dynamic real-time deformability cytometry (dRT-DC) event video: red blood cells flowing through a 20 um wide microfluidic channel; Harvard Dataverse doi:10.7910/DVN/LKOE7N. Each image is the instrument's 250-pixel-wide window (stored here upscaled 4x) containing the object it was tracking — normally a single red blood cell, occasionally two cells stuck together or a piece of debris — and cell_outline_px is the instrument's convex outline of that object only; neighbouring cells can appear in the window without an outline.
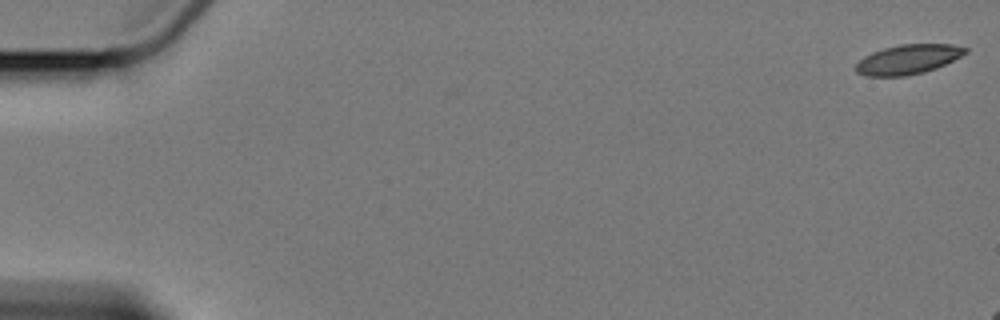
{"species": "Egyptian fruit bat (a non-hibernating species)", "species_latin": "Rousettus aegyptiacus", "temperature_condition": "cold", "stored_images_in_passage": 4, "camera_frame_rate_fps": 3000, "um_per_image_px": 0.085, "animal": {"sex": "female"}, "frame": {"image": 1, "passage_image": 1, "time_ms": 0.0, "image_size_px": [1000, 320], "cell_outline_px": [[968, 52], [936, 68], [924, 72], [904, 76], [864, 76], [856, 72], [856, 64], [864, 56], [872, 52], [884, 48], [900, 44], [952, 44], [968, 48]], "centroid_in_image_um": [77.17, 5.04], "position_along_channel_um": 7.8, "area_um2": 18.79}}